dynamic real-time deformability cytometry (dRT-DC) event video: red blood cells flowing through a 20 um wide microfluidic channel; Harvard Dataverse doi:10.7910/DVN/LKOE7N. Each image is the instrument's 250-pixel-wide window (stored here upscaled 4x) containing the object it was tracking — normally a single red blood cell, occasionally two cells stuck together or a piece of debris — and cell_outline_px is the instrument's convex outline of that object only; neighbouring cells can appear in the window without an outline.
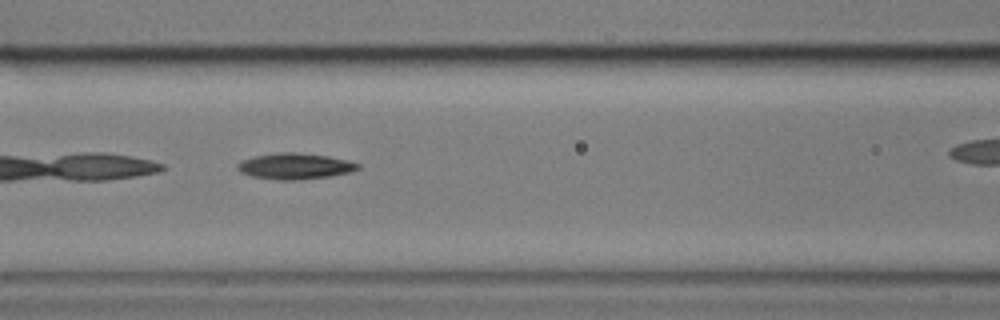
{"species": "common noctule bat (a hibernating species)", "species_latin": "Nyctalus noctula", "temperature_condition": "cold", "stored_images_in_passage": 14, "camera_frame_rate_fps": 3000, "um_per_image_px": 0.085, "animal": {"sex": "male", "body_mass_g": 17.9}, "frame": {"image": 1, "passage_image": 8, "time_ms": 2.333, "image_size_px": [1000, 320], "cell_outline_px": [[360, 168], [352, 172], [332, 176], [300, 180], [280, 180], [252, 176], [240, 172], [236, 168], [236, 164], [244, 160], [256, 156], [280, 152], [296, 152], [328, 156], [348, 160], [360, 164]], "centroid_in_image_um": [25.11, 14.13], "position_along_channel_um": 141.5, "area_um2": 18.32}}